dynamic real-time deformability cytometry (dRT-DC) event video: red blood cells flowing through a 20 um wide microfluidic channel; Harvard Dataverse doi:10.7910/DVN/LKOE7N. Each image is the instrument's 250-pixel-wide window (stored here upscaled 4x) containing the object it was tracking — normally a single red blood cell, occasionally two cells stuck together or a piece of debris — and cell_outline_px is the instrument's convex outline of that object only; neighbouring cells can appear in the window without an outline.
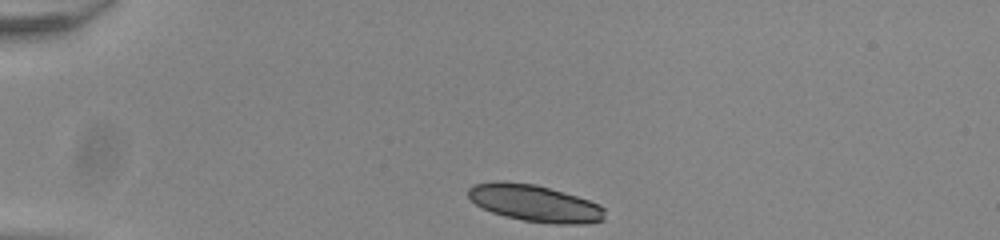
{"species": "common noctule bat (a hibernating species)", "species_latin": "Nyctalus noctula", "temperature_condition": "room temperature", "stored_images_in_passage": 36, "camera_frame_rate_fps": 3000, "um_per_image_px": 0.085, "animal": {"sex": "male", "body_mass_g": 20.0, "forearm_length_mm": 53.3}, "frame": {"image": 1, "passage_image": 1, "time_ms": 0.0, "image_size_px": [1000, 240], "cell_outline_px": [[604, 220], [588, 224], [556, 224], [524, 220], [504, 216], [492, 212], [476, 204], [468, 196], [468, 188], [472, 184], [496, 180], [504, 180], [536, 184], [576, 196], [600, 204], [604, 208]], "centroid_in_image_um": [45.44, 17.26], "position_along_channel_um": 39.6, "area_um2": 29.48}, "authors_computed_cell_mechanics": {"area_um2": 17.918, "velocity_mm_per_s": 3.877, "shape_relaxation_time_tau1_ms": 0.8382, "shape_relaxation_time_tau2_ms": 7.0137, "deformation_change_tau1": 0.2686, "deformation_change_tau2": 0.1341}}